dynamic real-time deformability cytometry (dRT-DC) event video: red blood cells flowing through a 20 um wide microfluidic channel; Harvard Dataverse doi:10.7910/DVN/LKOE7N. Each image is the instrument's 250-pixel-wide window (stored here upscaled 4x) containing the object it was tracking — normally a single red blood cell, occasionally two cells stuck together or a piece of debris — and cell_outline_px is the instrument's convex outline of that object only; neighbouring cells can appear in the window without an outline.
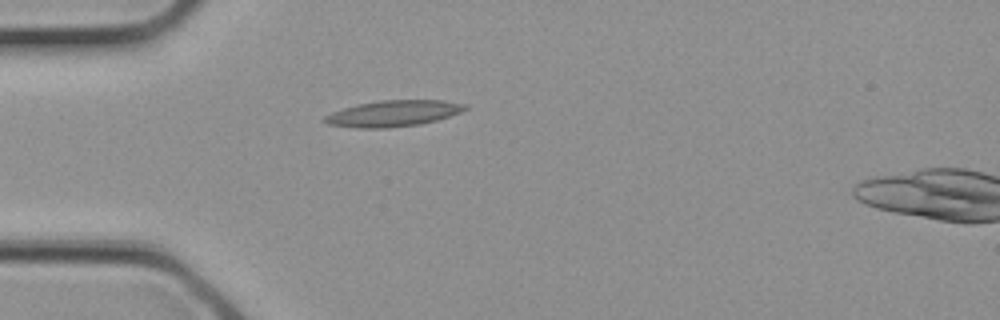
{"species": "common noctule bat (a hibernating species)", "species_latin": "Nyctalus noctula", "temperature_condition": "cold", "stored_images_in_passage": 2, "camera_frame_rate_fps": 3000, "um_per_image_px": 0.085, "animal": {"sex": "female", "body_mass_g": 21.9}, "frame": {"image": 1, "passage_image": 1, "time_ms": 0.0, "image_size_px": [1000, 320], "cell_outline_px": [[468, 108], [460, 112], [436, 120], [420, 124], [388, 128], [356, 128], [328, 124], [324, 120], [324, 116], [332, 112], [356, 104], [380, 100], [444, 100], [468, 104]], "centroid_in_image_um": [33.44, 9.63], "position_along_channel_um": 51.6, "area_um2": 21.39}}